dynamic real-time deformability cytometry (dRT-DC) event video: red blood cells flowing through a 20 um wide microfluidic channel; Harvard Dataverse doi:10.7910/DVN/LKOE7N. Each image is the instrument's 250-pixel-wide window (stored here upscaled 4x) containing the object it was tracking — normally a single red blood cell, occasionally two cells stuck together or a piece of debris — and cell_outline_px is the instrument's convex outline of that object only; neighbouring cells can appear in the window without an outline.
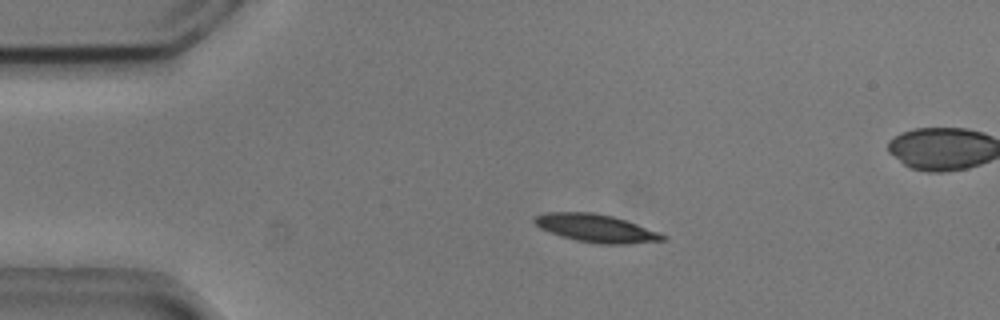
{"species": "common noctule bat (a hibernating species)", "species_latin": "Nyctalus noctula", "temperature_condition": "cold", "stored_images_in_passage": 54, "segment_of_instrument_passage": [1, 2], "camera_frame_rate_fps": 3000, "um_per_image_px": 0.085, "animal": {"sex": "male", "body_mass_g": 20.5, "forearm_length_mm": 52.5}, "frame": {"image": 1, "passage_image": 10, "time_ms": 3.0, "image_size_px": [1000, 320], "cell_outline_px": [[668, 240], [628, 244], [600, 244], [576, 240], [540, 228], [532, 220], [536, 216], [544, 212], [592, 212], [612, 216], [660, 232], [668, 236]], "centroid_in_image_um": [50.71, 19.4], "position_along_channel_um": 34.3, "area_um2": 20.75}}
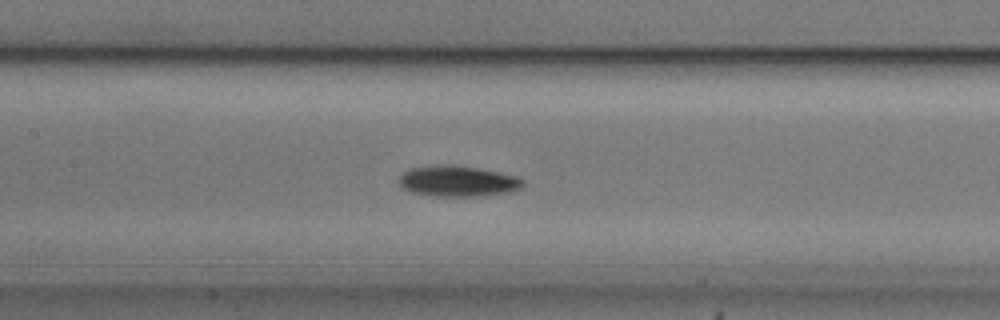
{"frame": {"image": 2, "passage_image": 24, "time_ms": 7.667, "image_size_px": [1000, 320], "cell_outline_px": [[524, 184], [520, 188], [508, 192], [476, 196], [432, 196], [412, 192], [404, 188], [396, 180], [408, 168], [436, 164], [452, 164], [476, 168], [520, 176], [524, 180]], "centroid_in_image_um": [38.88, 15.38], "position_along_channel_um": 168.5, "area_um2": 22.43}}
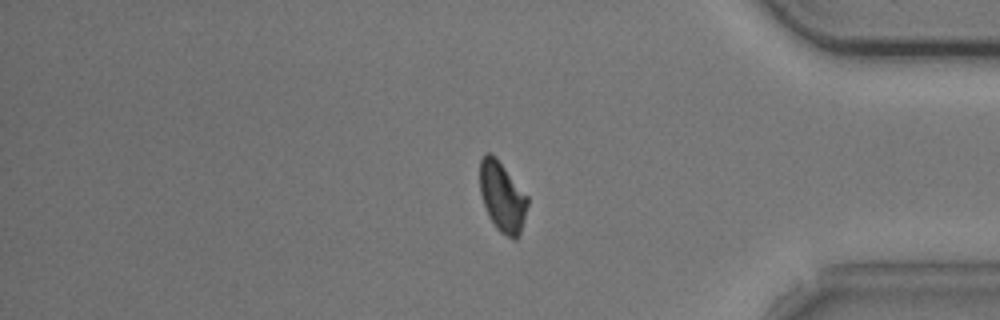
{"frame": {"image": 3, "passage_image": 44, "time_ms": 14.333, "image_size_px": [1000, 320], "cell_outline_px": [[528, 204], [520, 236], [516, 240], [512, 240], [500, 232], [496, 228], [488, 216], [480, 192], [480, 160], [484, 152], [492, 152], [496, 156], [528, 196]], "centroid_in_image_um": [42.69, 16.73], "position_along_channel_um": 392.5, "area_um2": 19.83}}